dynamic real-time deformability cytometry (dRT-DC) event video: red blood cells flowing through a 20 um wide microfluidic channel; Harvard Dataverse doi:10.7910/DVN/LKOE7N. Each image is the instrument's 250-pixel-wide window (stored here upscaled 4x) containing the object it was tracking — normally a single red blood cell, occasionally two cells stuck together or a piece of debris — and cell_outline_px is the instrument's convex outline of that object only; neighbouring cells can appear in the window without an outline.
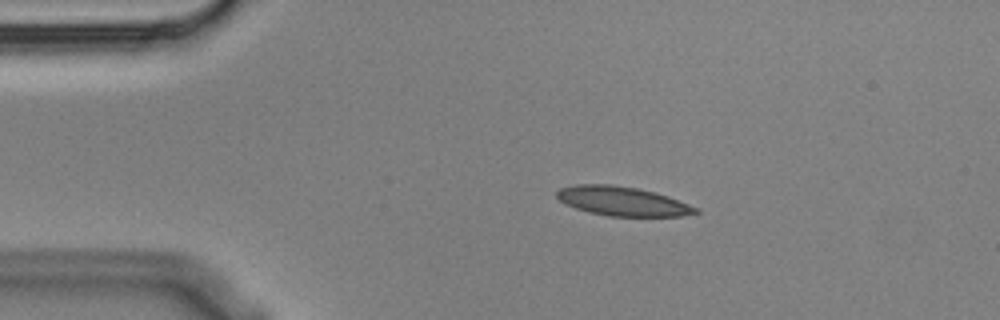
{"species": "Egyptian fruit bat (a non-hibernating species)", "species_latin": "Rousettus aegyptiacus", "temperature_condition": "cold", "stored_images_in_passage": 5, "camera_frame_rate_fps": 3000, "um_per_image_px": 0.085, "animal": {"sex": "male"}, "frame": {"image": 1, "passage_image": 3, "time_ms": 0.667, "image_size_px": [1000, 320], "cell_outline_px": [[700, 212], [680, 216], [608, 216], [588, 212], [564, 204], [556, 196], [556, 192], [560, 188], [576, 184], [612, 184], [636, 188], [656, 192], [668, 196], [700, 208]], "centroid_in_image_um": [52.91, 17.1], "position_along_channel_um": 32.1, "area_um2": 23.76}}
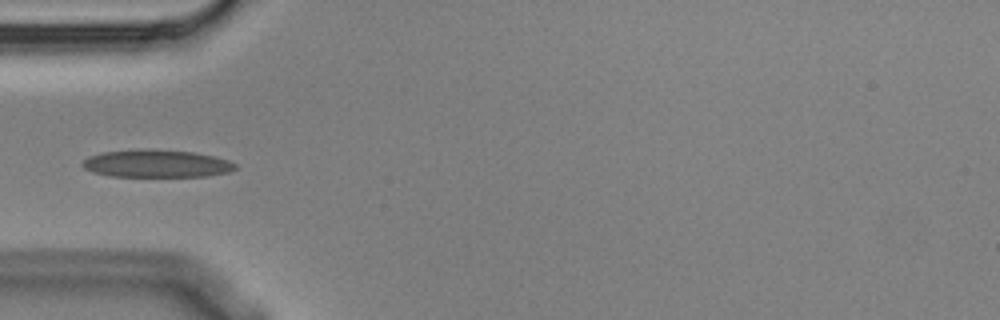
{"frame": {"image": 2, "passage_image": 5, "time_ms": 1.333, "image_size_px": [1000, 320], "cell_outline_px": [[236, 168], [228, 172], [208, 176], [108, 176], [92, 172], [84, 168], [80, 164], [88, 156], [104, 152], [144, 148], [148, 148], [192, 152], [216, 156], [228, 160], [236, 164]], "centroid_in_image_um": [13.28, 13.89], "position_along_channel_um": 71.7, "area_um2": 24.74}}